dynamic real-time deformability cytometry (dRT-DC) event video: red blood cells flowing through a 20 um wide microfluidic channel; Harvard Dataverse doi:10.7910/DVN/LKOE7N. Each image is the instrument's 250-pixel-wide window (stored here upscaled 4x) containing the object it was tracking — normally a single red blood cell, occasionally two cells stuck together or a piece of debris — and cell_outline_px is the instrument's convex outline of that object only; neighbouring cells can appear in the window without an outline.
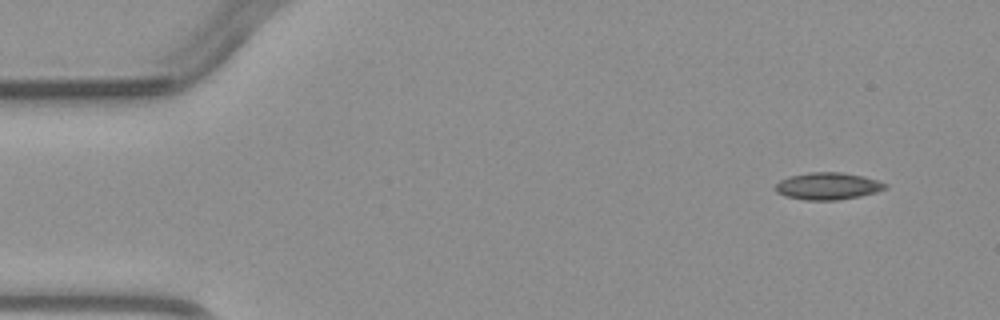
{"species": "common noctule bat (a hibernating species)", "species_latin": "Nyctalus noctula", "temperature_condition": "warm", "stored_images_in_passage": 4, "camera_frame_rate_fps": 3000, "um_per_image_px": 0.085, "animal": {"sex": "male", "body_mass_g": 23.1, "forearm_length_mm": 52.7}, "frame": {"image": 1, "passage_image": 1, "time_ms": 0.0, "image_size_px": [1000, 320], "cell_outline_px": [[888, 188], [876, 192], [860, 196], [836, 200], [804, 200], [784, 196], [776, 192], [776, 184], [780, 180], [788, 176], [808, 172], [840, 172], [864, 176], [888, 184]], "centroid_in_image_um": [70.35, 15.81], "position_along_channel_um": 14.6, "area_um2": 17.46}}
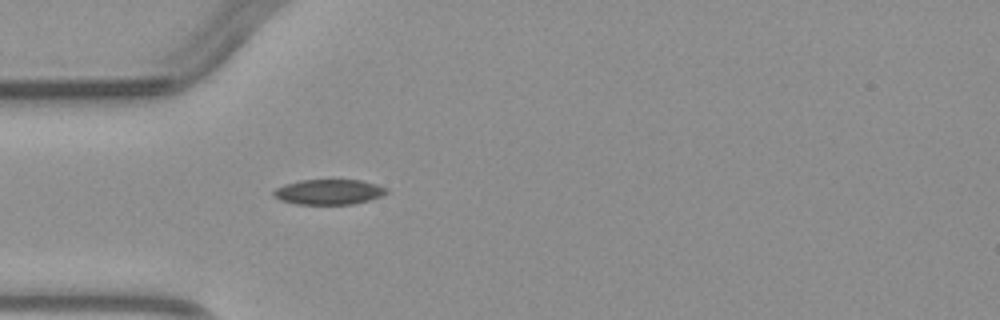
{"frame": {"image": 2, "passage_image": 4, "time_ms": 3.333, "image_size_px": [1000, 320], "cell_outline_px": [[388, 192], [380, 196], [368, 200], [352, 204], [296, 204], [280, 200], [272, 196], [272, 192], [276, 188], [284, 184], [300, 180], [360, 180], [376, 184], [388, 188]], "centroid_in_image_um": [27.91, 16.31], "position_along_channel_um": 57.1, "area_um2": 16.59}}